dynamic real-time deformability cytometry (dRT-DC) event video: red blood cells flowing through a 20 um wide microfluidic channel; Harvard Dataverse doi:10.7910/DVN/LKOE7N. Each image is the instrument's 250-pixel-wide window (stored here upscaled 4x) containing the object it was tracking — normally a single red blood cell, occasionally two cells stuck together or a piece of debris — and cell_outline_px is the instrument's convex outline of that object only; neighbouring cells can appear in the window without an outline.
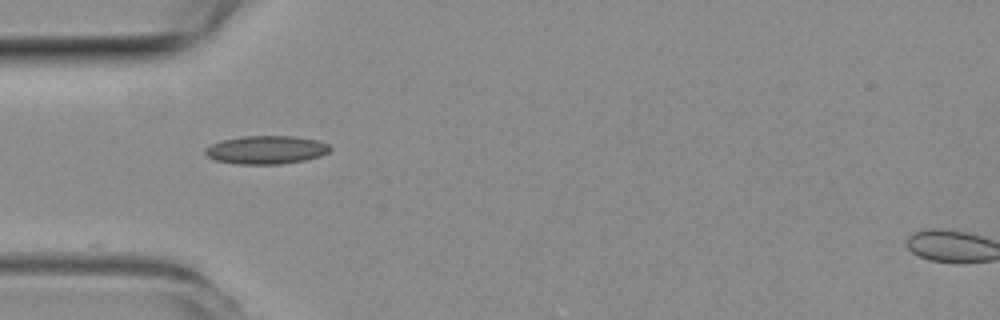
{"species": "common noctule bat (a hibernating species)", "species_latin": "Nyctalus noctula", "temperature_condition": "room temperature", "stored_images_in_passage": 8, "camera_frame_rate_fps": 3000, "um_per_image_px": 0.085, "animal": {"sex": "female", "body_mass_g": 19.3, "forearm_length_mm": 54.1}, "frame": {"image": 1, "passage_image": 1, "time_ms": 0.0, "image_size_px": [1000, 320], "cell_outline_px": [[332, 148], [328, 152], [320, 156], [304, 160], [280, 164], [236, 164], [216, 160], [208, 156], [204, 152], [204, 148], [220, 140], [244, 136], [296, 136], [316, 140], [328, 144]], "centroid_in_image_um": [22.62, 12.73], "position_along_channel_um": 62.4, "area_um2": 20.58}}
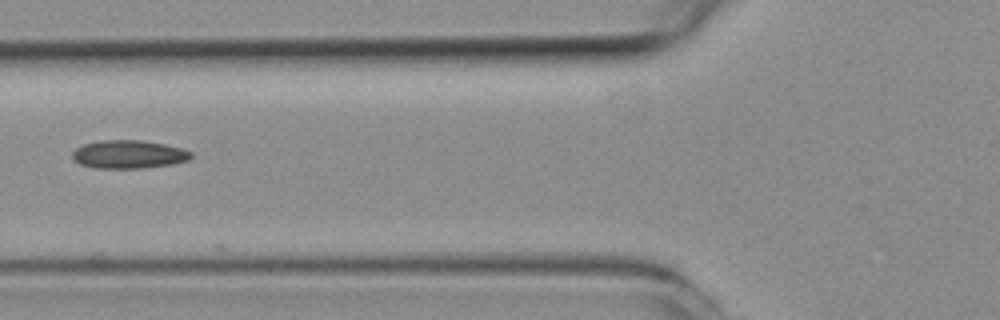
{"frame": {"image": 2, "passage_image": 5, "time_ms": 1.333, "image_size_px": [1000, 320], "cell_outline_px": [[192, 156], [188, 160], [172, 164], [140, 168], [96, 168], [80, 164], [72, 156], [72, 152], [76, 148], [84, 144], [104, 140], [140, 140], [164, 144], [184, 148], [192, 152]], "centroid_in_image_um": [10.96, 13.11], "position_along_channel_um": 114.8, "area_um2": 19.42}}